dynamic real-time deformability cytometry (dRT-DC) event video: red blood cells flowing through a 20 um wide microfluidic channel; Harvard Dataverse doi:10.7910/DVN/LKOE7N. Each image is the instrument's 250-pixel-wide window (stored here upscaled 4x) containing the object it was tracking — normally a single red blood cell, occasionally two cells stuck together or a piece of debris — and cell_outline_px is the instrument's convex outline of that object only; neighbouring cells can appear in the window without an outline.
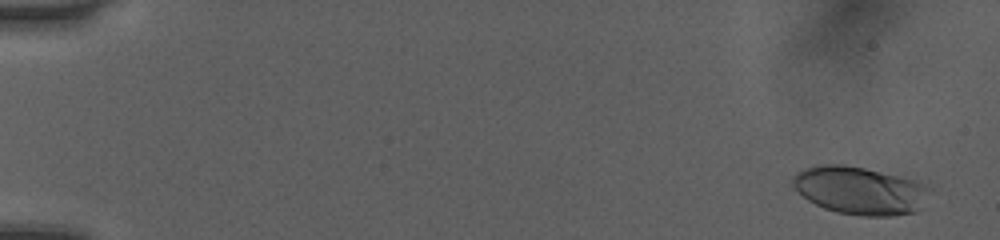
{"species": "human", "species_latin": "Homo sapiens", "temperature_condition": "room temperature", "stored_images_in_passage": 18, "camera_frame_rate_fps": 3000, "um_per_image_px": 0.085, "donor": {"sex": "female"}, "frame": {"image": 1, "passage_image": 3, "time_ms": 0.667, "image_size_px": [1000, 240], "cell_outline_px": [[932, 188], [916, 208], [912, 212], [888, 216], [864, 216], [836, 212], [824, 208], [808, 200], [792, 184], [792, 176], [796, 172], [804, 168], [820, 164], [844, 164], [928, 180]], "centroid_in_image_um": [73.13, 16.14], "position_along_channel_um": 11.9, "area_um2": 38.61}}
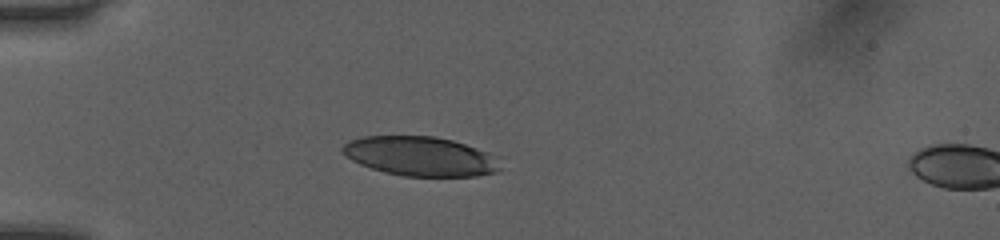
{"frame": {"image": 2, "passage_image": 16, "time_ms": 5.0, "image_size_px": [1000, 240], "cell_outline_px": [[500, 168], [496, 172], [476, 176], [404, 176], [384, 172], [360, 164], [352, 160], [340, 152], [340, 148], [348, 140], [364, 136], [436, 136], [452, 140], [500, 156]], "centroid_in_image_um": [35.73, 13.28], "position_along_channel_um": 49.3, "area_um2": 36.47}}